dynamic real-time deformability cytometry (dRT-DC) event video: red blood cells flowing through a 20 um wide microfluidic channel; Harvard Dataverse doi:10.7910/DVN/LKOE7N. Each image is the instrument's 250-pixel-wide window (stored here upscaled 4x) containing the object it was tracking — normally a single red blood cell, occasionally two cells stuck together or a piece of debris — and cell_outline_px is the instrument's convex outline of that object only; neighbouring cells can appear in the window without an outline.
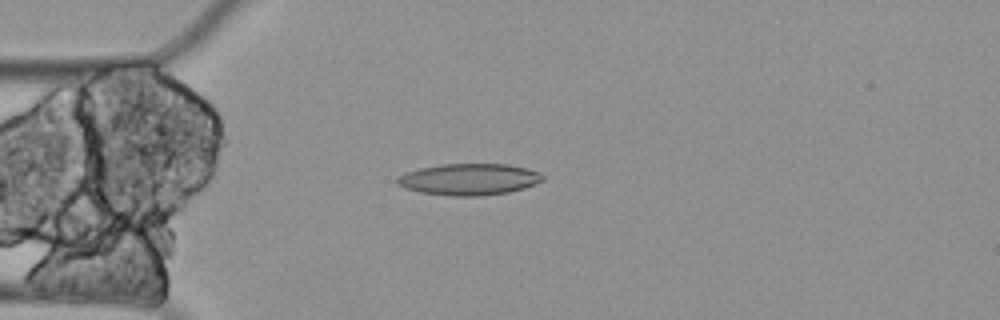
{"species": "Egyptian fruit bat (a non-hibernating species)", "species_latin": "Rousettus aegyptiacus", "temperature_condition": "cold", "stored_images_in_passage": 59, "camera_frame_rate_fps": 3000, "um_per_image_px": 0.085, "animal": {"sex": "female"}, "frame": {"image": 1, "passage_image": 15, "time_ms": 4.667, "image_size_px": [1000, 320], "cell_outline_px": [[544, 180], [536, 184], [524, 188], [508, 192], [480, 196], [452, 196], [420, 192], [404, 188], [396, 184], [396, 180], [400, 176], [408, 172], [420, 168], [440, 164], [508, 164], [528, 168], [544, 176]], "centroid_in_image_um": [39.88, 15.24], "position_along_channel_um": 45.1, "area_um2": 26.7}}
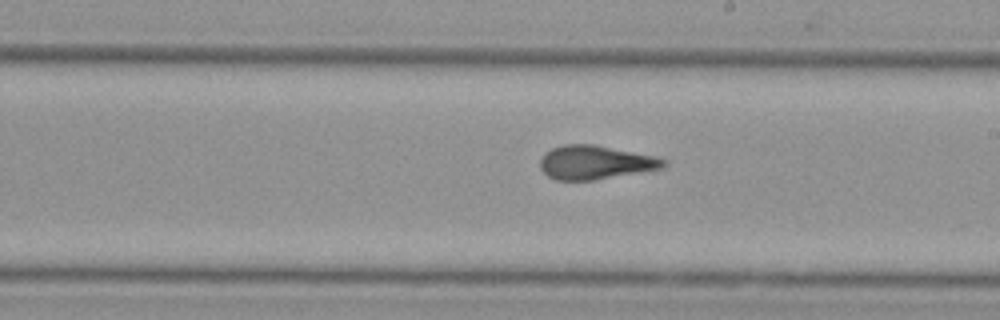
{"frame": {"image": 2, "passage_image": 33, "time_ms": 10.667, "image_size_px": [1000, 320], "cell_outline_px": [[668, 164], [664, 168], [592, 180], [556, 180], [548, 176], [540, 168], [540, 156], [544, 152], [552, 148], [564, 144], [592, 144], [656, 156], [668, 160]], "centroid_in_image_um": [50.6, 13.8], "position_along_channel_um": 238.4, "area_um2": 24.39}}
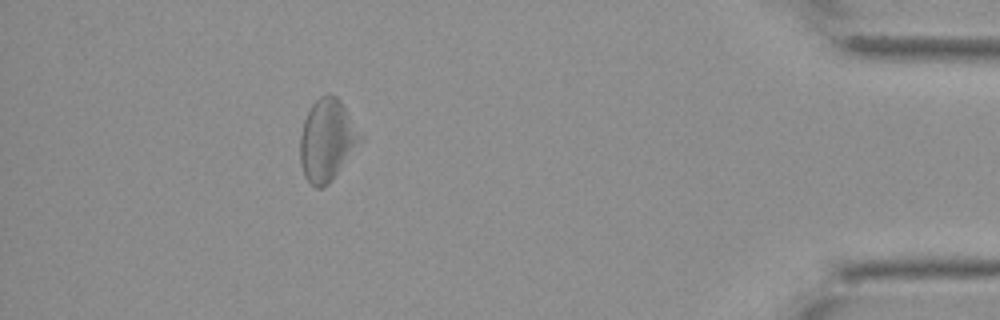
{"frame": {"image": 3, "passage_image": 53, "time_ms": 17.333, "image_size_px": [1000, 320], "cell_outline_px": [[364, 140], [328, 184], [320, 188], [316, 188], [304, 176], [300, 160], [300, 136], [304, 120], [312, 104], [320, 96], [328, 92], [336, 96], [340, 100], [364, 136]], "centroid_in_image_um": [27.83, 11.89], "position_along_channel_um": 407.4, "area_um2": 28.84}, "authors_computed_cell_mechanics": {"area_um2": 26.3568, "velocity_mm_per_s": 3.318, "shape_relaxation_time_tau1_ms": null, "shape_relaxation_time_tau2_ms": 3.2328, "deformation_change_tau1": null, "deformation_change_tau2": 0.1372}}